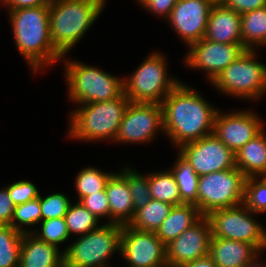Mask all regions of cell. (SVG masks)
Instances as JSON below:
<instances>
[{
  "instance_id": "obj_33",
  "label": "cell",
  "mask_w": 266,
  "mask_h": 267,
  "mask_svg": "<svg viewBox=\"0 0 266 267\" xmlns=\"http://www.w3.org/2000/svg\"><path fill=\"white\" fill-rule=\"evenodd\" d=\"M40 222L42 225L41 231H31L38 239L58 247V244L65 242L69 238L70 234L67 229L65 217L47 219Z\"/></svg>"
},
{
  "instance_id": "obj_21",
  "label": "cell",
  "mask_w": 266,
  "mask_h": 267,
  "mask_svg": "<svg viewBox=\"0 0 266 267\" xmlns=\"http://www.w3.org/2000/svg\"><path fill=\"white\" fill-rule=\"evenodd\" d=\"M260 252L251 244L211 237L209 256L217 267H242Z\"/></svg>"
},
{
  "instance_id": "obj_42",
  "label": "cell",
  "mask_w": 266,
  "mask_h": 267,
  "mask_svg": "<svg viewBox=\"0 0 266 267\" xmlns=\"http://www.w3.org/2000/svg\"><path fill=\"white\" fill-rule=\"evenodd\" d=\"M180 267H217L209 255Z\"/></svg>"
},
{
  "instance_id": "obj_34",
  "label": "cell",
  "mask_w": 266,
  "mask_h": 267,
  "mask_svg": "<svg viewBox=\"0 0 266 267\" xmlns=\"http://www.w3.org/2000/svg\"><path fill=\"white\" fill-rule=\"evenodd\" d=\"M126 181L131 191L134 210L143 208L150 200L149 175L143 176L126 167Z\"/></svg>"
},
{
  "instance_id": "obj_36",
  "label": "cell",
  "mask_w": 266,
  "mask_h": 267,
  "mask_svg": "<svg viewBox=\"0 0 266 267\" xmlns=\"http://www.w3.org/2000/svg\"><path fill=\"white\" fill-rule=\"evenodd\" d=\"M8 194L15 206L33 200L40 196L35 184L30 181L20 180L7 186Z\"/></svg>"
},
{
  "instance_id": "obj_13",
  "label": "cell",
  "mask_w": 266,
  "mask_h": 267,
  "mask_svg": "<svg viewBox=\"0 0 266 267\" xmlns=\"http://www.w3.org/2000/svg\"><path fill=\"white\" fill-rule=\"evenodd\" d=\"M120 254L130 264L129 267H167L166 245L156 232L123 225Z\"/></svg>"
},
{
  "instance_id": "obj_32",
  "label": "cell",
  "mask_w": 266,
  "mask_h": 267,
  "mask_svg": "<svg viewBox=\"0 0 266 267\" xmlns=\"http://www.w3.org/2000/svg\"><path fill=\"white\" fill-rule=\"evenodd\" d=\"M41 221V206L40 196L25 202L21 205H17L14 209L13 216L11 219V226L17 231L25 234L30 233L24 229V226H32Z\"/></svg>"
},
{
  "instance_id": "obj_25",
  "label": "cell",
  "mask_w": 266,
  "mask_h": 267,
  "mask_svg": "<svg viewBox=\"0 0 266 267\" xmlns=\"http://www.w3.org/2000/svg\"><path fill=\"white\" fill-rule=\"evenodd\" d=\"M172 207L168 203L151 199L143 208L135 212L128 225L136 230L156 232L168 217Z\"/></svg>"
},
{
  "instance_id": "obj_17",
  "label": "cell",
  "mask_w": 266,
  "mask_h": 267,
  "mask_svg": "<svg viewBox=\"0 0 266 267\" xmlns=\"http://www.w3.org/2000/svg\"><path fill=\"white\" fill-rule=\"evenodd\" d=\"M211 0H178L168 20L189 46L205 37Z\"/></svg>"
},
{
  "instance_id": "obj_19",
  "label": "cell",
  "mask_w": 266,
  "mask_h": 267,
  "mask_svg": "<svg viewBox=\"0 0 266 267\" xmlns=\"http://www.w3.org/2000/svg\"><path fill=\"white\" fill-rule=\"evenodd\" d=\"M110 207V221L119 225H128L134 217V203L128 182L126 167L120 173H113L105 187Z\"/></svg>"
},
{
  "instance_id": "obj_1",
  "label": "cell",
  "mask_w": 266,
  "mask_h": 267,
  "mask_svg": "<svg viewBox=\"0 0 266 267\" xmlns=\"http://www.w3.org/2000/svg\"><path fill=\"white\" fill-rule=\"evenodd\" d=\"M163 129L175 146L213 134L217 109L192 88L179 83L162 101Z\"/></svg>"
},
{
  "instance_id": "obj_22",
  "label": "cell",
  "mask_w": 266,
  "mask_h": 267,
  "mask_svg": "<svg viewBox=\"0 0 266 267\" xmlns=\"http://www.w3.org/2000/svg\"><path fill=\"white\" fill-rule=\"evenodd\" d=\"M203 215L194 204L184 203L175 205L169 212L168 217L163 221L156 231L157 237L165 244L175 240L180 234L192 225L197 223Z\"/></svg>"
},
{
  "instance_id": "obj_14",
  "label": "cell",
  "mask_w": 266,
  "mask_h": 267,
  "mask_svg": "<svg viewBox=\"0 0 266 267\" xmlns=\"http://www.w3.org/2000/svg\"><path fill=\"white\" fill-rule=\"evenodd\" d=\"M211 237L210 222L203 216L166 245L167 267H180L209 255Z\"/></svg>"
},
{
  "instance_id": "obj_41",
  "label": "cell",
  "mask_w": 266,
  "mask_h": 267,
  "mask_svg": "<svg viewBox=\"0 0 266 267\" xmlns=\"http://www.w3.org/2000/svg\"><path fill=\"white\" fill-rule=\"evenodd\" d=\"M53 0H2L4 5H8V10H15L18 8H29L36 6L50 5Z\"/></svg>"
},
{
  "instance_id": "obj_26",
  "label": "cell",
  "mask_w": 266,
  "mask_h": 267,
  "mask_svg": "<svg viewBox=\"0 0 266 267\" xmlns=\"http://www.w3.org/2000/svg\"><path fill=\"white\" fill-rule=\"evenodd\" d=\"M149 188L151 199L159 200L172 206L184 204L171 169L150 174Z\"/></svg>"
},
{
  "instance_id": "obj_37",
  "label": "cell",
  "mask_w": 266,
  "mask_h": 267,
  "mask_svg": "<svg viewBox=\"0 0 266 267\" xmlns=\"http://www.w3.org/2000/svg\"><path fill=\"white\" fill-rule=\"evenodd\" d=\"M80 203L98 219L110 217V207L106 190L98 191L89 196H85Z\"/></svg>"
},
{
  "instance_id": "obj_44",
  "label": "cell",
  "mask_w": 266,
  "mask_h": 267,
  "mask_svg": "<svg viewBox=\"0 0 266 267\" xmlns=\"http://www.w3.org/2000/svg\"><path fill=\"white\" fill-rule=\"evenodd\" d=\"M213 3H223L224 0H211Z\"/></svg>"
},
{
  "instance_id": "obj_29",
  "label": "cell",
  "mask_w": 266,
  "mask_h": 267,
  "mask_svg": "<svg viewBox=\"0 0 266 267\" xmlns=\"http://www.w3.org/2000/svg\"><path fill=\"white\" fill-rule=\"evenodd\" d=\"M69 234L85 235L98 228L99 219L87 210L80 201L75 205L70 204L65 215Z\"/></svg>"
},
{
  "instance_id": "obj_11",
  "label": "cell",
  "mask_w": 266,
  "mask_h": 267,
  "mask_svg": "<svg viewBox=\"0 0 266 267\" xmlns=\"http://www.w3.org/2000/svg\"><path fill=\"white\" fill-rule=\"evenodd\" d=\"M163 128L161 104L130 102L122 117L114 141L133 144L149 142L158 130H162L163 133Z\"/></svg>"
},
{
  "instance_id": "obj_10",
  "label": "cell",
  "mask_w": 266,
  "mask_h": 267,
  "mask_svg": "<svg viewBox=\"0 0 266 267\" xmlns=\"http://www.w3.org/2000/svg\"><path fill=\"white\" fill-rule=\"evenodd\" d=\"M240 205L214 210L206 216L212 237L246 242L259 252L266 249L265 228L252 218L253 212Z\"/></svg>"
},
{
  "instance_id": "obj_20",
  "label": "cell",
  "mask_w": 266,
  "mask_h": 267,
  "mask_svg": "<svg viewBox=\"0 0 266 267\" xmlns=\"http://www.w3.org/2000/svg\"><path fill=\"white\" fill-rule=\"evenodd\" d=\"M19 267H64V252L38 239L31 232L23 234Z\"/></svg>"
},
{
  "instance_id": "obj_5",
  "label": "cell",
  "mask_w": 266,
  "mask_h": 267,
  "mask_svg": "<svg viewBox=\"0 0 266 267\" xmlns=\"http://www.w3.org/2000/svg\"><path fill=\"white\" fill-rule=\"evenodd\" d=\"M69 98L78 104L109 101L124 93V80L76 61L66 62Z\"/></svg>"
},
{
  "instance_id": "obj_16",
  "label": "cell",
  "mask_w": 266,
  "mask_h": 267,
  "mask_svg": "<svg viewBox=\"0 0 266 267\" xmlns=\"http://www.w3.org/2000/svg\"><path fill=\"white\" fill-rule=\"evenodd\" d=\"M263 130V123L257 115L249 111L229 114L217 112L213 135L235 154Z\"/></svg>"
},
{
  "instance_id": "obj_28",
  "label": "cell",
  "mask_w": 266,
  "mask_h": 267,
  "mask_svg": "<svg viewBox=\"0 0 266 267\" xmlns=\"http://www.w3.org/2000/svg\"><path fill=\"white\" fill-rule=\"evenodd\" d=\"M22 238L11 225H0V267H19Z\"/></svg>"
},
{
  "instance_id": "obj_8",
  "label": "cell",
  "mask_w": 266,
  "mask_h": 267,
  "mask_svg": "<svg viewBox=\"0 0 266 267\" xmlns=\"http://www.w3.org/2000/svg\"><path fill=\"white\" fill-rule=\"evenodd\" d=\"M161 53L151 54L136 71L124 79V93L130 102L159 103L180 83L167 77Z\"/></svg>"
},
{
  "instance_id": "obj_38",
  "label": "cell",
  "mask_w": 266,
  "mask_h": 267,
  "mask_svg": "<svg viewBox=\"0 0 266 267\" xmlns=\"http://www.w3.org/2000/svg\"><path fill=\"white\" fill-rule=\"evenodd\" d=\"M15 204L11 200L7 187L0 190V225H10Z\"/></svg>"
},
{
  "instance_id": "obj_24",
  "label": "cell",
  "mask_w": 266,
  "mask_h": 267,
  "mask_svg": "<svg viewBox=\"0 0 266 267\" xmlns=\"http://www.w3.org/2000/svg\"><path fill=\"white\" fill-rule=\"evenodd\" d=\"M241 38L249 50L266 45V6L241 14Z\"/></svg>"
},
{
  "instance_id": "obj_4",
  "label": "cell",
  "mask_w": 266,
  "mask_h": 267,
  "mask_svg": "<svg viewBox=\"0 0 266 267\" xmlns=\"http://www.w3.org/2000/svg\"><path fill=\"white\" fill-rule=\"evenodd\" d=\"M130 100L121 96L96 103L84 104L70 115L69 136L80 140H115L122 117Z\"/></svg>"
},
{
  "instance_id": "obj_39",
  "label": "cell",
  "mask_w": 266,
  "mask_h": 267,
  "mask_svg": "<svg viewBox=\"0 0 266 267\" xmlns=\"http://www.w3.org/2000/svg\"><path fill=\"white\" fill-rule=\"evenodd\" d=\"M223 4L239 14L266 6V0H224Z\"/></svg>"
},
{
  "instance_id": "obj_31",
  "label": "cell",
  "mask_w": 266,
  "mask_h": 267,
  "mask_svg": "<svg viewBox=\"0 0 266 267\" xmlns=\"http://www.w3.org/2000/svg\"><path fill=\"white\" fill-rule=\"evenodd\" d=\"M258 179L257 176L246 177L242 205L253 213H264L266 211V176H263L261 180Z\"/></svg>"
},
{
  "instance_id": "obj_15",
  "label": "cell",
  "mask_w": 266,
  "mask_h": 267,
  "mask_svg": "<svg viewBox=\"0 0 266 267\" xmlns=\"http://www.w3.org/2000/svg\"><path fill=\"white\" fill-rule=\"evenodd\" d=\"M189 47L185 63L193 69L206 70L210 82L247 50L242 44L215 43L205 38Z\"/></svg>"
},
{
  "instance_id": "obj_3",
  "label": "cell",
  "mask_w": 266,
  "mask_h": 267,
  "mask_svg": "<svg viewBox=\"0 0 266 267\" xmlns=\"http://www.w3.org/2000/svg\"><path fill=\"white\" fill-rule=\"evenodd\" d=\"M105 0H53L49 5L52 44L66 55L100 15Z\"/></svg>"
},
{
  "instance_id": "obj_40",
  "label": "cell",
  "mask_w": 266,
  "mask_h": 267,
  "mask_svg": "<svg viewBox=\"0 0 266 267\" xmlns=\"http://www.w3.org/2000/svg\"><path fill=\"white\" fill-rule=\"evenodd\" d=\"M178 0H147L143 7L152 11L153 14H158L166 17L170 16V13Z\"/></svg>"
},
{
  "instance_id": "obj_45",
  "label": "cell",
  "mask_w": 266,
  "mask_h": 267,
  "mask_svg": "<svg viewBox=\"0 0 266 267\" xmlns=\"http://www.w3.org/2000/svg\"><path fill=\"white\" fill-rule=\"evenodd\" d=\"M147 0H137V2H139L140 4H144Z\"/></svg>"
},
{
  "instance_id": "obj_35",
  "label": "cell",
  "mask_w": 266,
  "mask_h": 267,
  "mask_svg": "<svg viewBox=\"0 0 266 267\" xmlns=\"http://www.w3.org/2000/svg\"><path fill=\"white\" fill-rule=\"evenodd\" d=\"M71 204L69 198L62 193H54L42 198L40 195L41 221L65 217Z\"/></svg>"
},
{
  "instance_id": "obj_30",
  "label": "cell",
  "mask_w": 266,
  "mask_h": 267,
  "mask_svg": "<svg viewBox=\"0 0 266 267\" xmlns=\"http://www.w3.org/2000/svg\"><path fill=\"white\" fill-rule=\"evenodd\" d=\"M113 173H103L97 168L87 167L82 169L76 177V188L80 201L83 197L89 196L98 191L105 190L107 181Z\"/></svg>"
},
{
  "instance_id": "obj_27",
  "label": "cell",
  "mask_w": 266,
  "mask_h": 267,
  "mask_svg": "<svg viewBox=\"0 0 266 267\" xmlns=\"http://www.w3.org/2000/svg\"><path fill=\"white\" fill-rule=\"evenodd\" d=\"M184 203L194 204L197 207V193L199 176L191 165L178 154L177 161L171 170Z\"/></svg>"
},
{
  "instance_id": "obj_6",
  "label": "cell",
  "mask_w": 266,
  "mask_h": 267,
  "mask_svg": "<svg viewBox=\"0 0 266 267\" xmlns=\"http://www.w3.org/2000/svg\"><path fill=\"white\" fill-rule=\"evenodd\" d=\"M122 225L105 223L82 235L64 251V267H108L107 259L121 248Z\"/></svg>"
},
{
  "instance_id": "obj_43",
  "label": "cell",
  "mask_w": 266,
  "mask_h": 267,
  "mask_svg": "<svg viewBox=\"0 0 266 267\" xmlns=\"http://www.w3.org/2000/svg\"><path fill=\"white\" fill-rule=\"evenodd\" d=\"M258 256L256 255L251 261H249L247 264L243 265L242 267H266L265 265H262V261L259 263Z\"/></svg>"
},
{
  "instance_id": "obj_2",
  "label": "cell",
  "mask_w": 266,
  "mask_h": 267,
  "mask_svg": "<svg viewBox=\"0 0 266 267\" xmlns=\"http://www.w3.org/2000/svg\"><path fill=\"white\" fill-rule=\"evenodd\" d=\"M8 12L17 48L33 71L51 66L64 57L52 44L49 5L18 8Z\"/></svg>"
},
{
  "instance_id": "obj_7",
  "label": "cell",
  "mask_w": 266,
  "mask_h": 267,
  "mask_svg": "<svg viewBox=\"0 0 266 267\" xmlns=\"http://www.w3.org/2000/svg\"><path fill=\"white\" fill-rule=\"evenodd\" d=\"M254 50H245L211 82L228 95L258 99L266 92V65L255 61Z\"/></svg>"
},
{
  "instance_id": "obj_23",
  "label": "cell",
  "mask_w": 266,
  "mask_h": 267,
  "mask_svg": "<svg viewBox=\"0 0 266 267\" xmlns=\"http://www.w3.org/2000/svg\"><path fill=\"white\" fill-rule=\"evenodd\" d=\"M236 167L246 176H266V133L264 129L236 154Z\"/></svg>"
},
{
  "instance_id": "obj_9",
  "label": "cell",
  "mask_w": 266,
  "mask_h": 267,
  "mask_svg": "<svg viewBox=\"0 0 266 267\" xmlns=\"http://www.w3.org/2000/svg\"><path fill=\"white\" fill-rule=\"evenodd\" d=\"M245 180L237 167L199 176L197 207L201 214L242 204Z\"/></svg>"
},
{
  "instance_id": "obj_12",
  "label": "cell",
  "mask_w": 266,
  "mask_h": 267,
  "mask_svg": "<svg viewBox=\"0 0 266 267\" xmlns=\"http://www.w3.org/2000/svg\"><path fill=\"white\" fill-rule=\"evenodd\" d=\"M179 150L198 176L236 168L235 153L213 134L184 144Z\"/></svg>"
},
{
  "instance_id": "obj_18",
  "label": "cell",
  "mask_w": 266,
  "mask_h": 267,
  "mask_svg": "<svg viewBox=\"0 0 266 267\" xmlns=\"http://www.w3.org/2000/svg\"><path fill=\"white\" fill-rule=\"evenodd\" d=\"M205 39L215 43L242 44L241 14L214 3L209 12Z\"/></svg>"
}]
</instances>
